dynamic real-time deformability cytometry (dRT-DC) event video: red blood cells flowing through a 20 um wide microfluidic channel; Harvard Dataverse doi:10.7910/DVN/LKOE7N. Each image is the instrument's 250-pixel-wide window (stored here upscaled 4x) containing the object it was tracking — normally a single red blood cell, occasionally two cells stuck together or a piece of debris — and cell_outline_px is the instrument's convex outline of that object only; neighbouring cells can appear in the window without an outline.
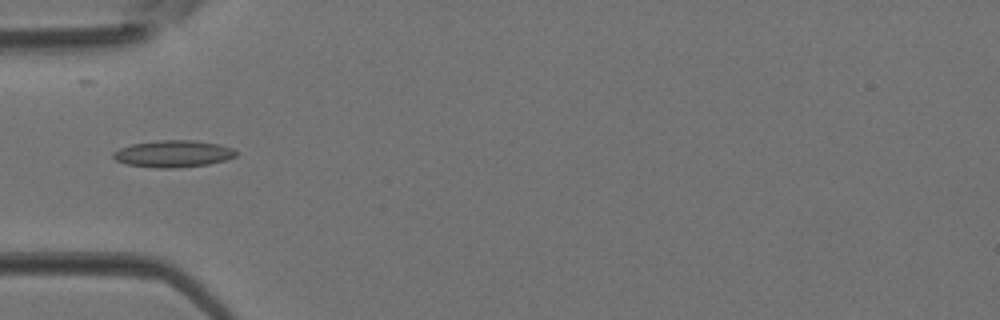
{"species": "Egyptian fruit bat (a non-hibernating species)", "species_latin": "Rousettus aegyptiacus", "temperature_condition": "room temperature", "stored_images_in_passage": 4, "camera_frame_rate_fps": 3000, "um_per_image_px": 0.085, "animal": {"sex": "female"}, "frame": {"image": 1, "passage_image": 3, "time_ms": 0.667, "image_size_px": [1000, 320], "cell_outline_px": [[236, 156], [224, 160], [208, 164], [176, 168], [156, 168], [124, 164], [116, 160], [112, 156], [112, 152], [120, 148], [132, 144], [156, 140], [192, 140], [216, 144], [232, 148], [236, 152]], "centroid_in_image_um": [14.66, 13.07], "position_along_channel_um": 70.3, "area_um2": 19.19}}